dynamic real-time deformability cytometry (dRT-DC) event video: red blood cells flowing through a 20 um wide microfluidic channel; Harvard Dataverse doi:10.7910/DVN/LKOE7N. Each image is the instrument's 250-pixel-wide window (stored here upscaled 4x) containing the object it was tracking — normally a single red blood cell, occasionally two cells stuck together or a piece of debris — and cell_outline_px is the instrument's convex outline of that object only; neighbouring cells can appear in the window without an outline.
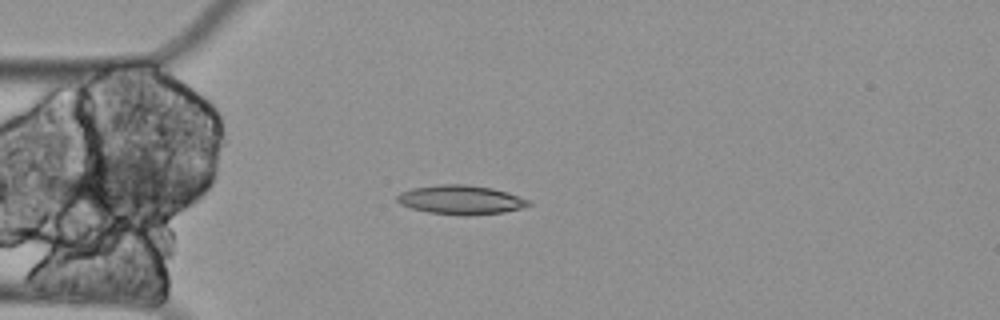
{"species": "Egyptian fruit bat (a non-hibernating species)", "species_latin": "Rousettus aegyptiacus", "temperature_condition": "cold", "stored_images_in_passage": 49, "camera_frame_rate_fps": 3000, "um_per_image_px": 0.085, "animal": {"sex": "female"}, "frame": {"image": 1, "passage_image": 4, "time_ms": 1.0, "image_size_px": [1000, 320], "cell_outline_px": [[532, 204], [520, 208], [504, 212], [464, 216], [428, 212], [412, 208], [400, 204], [396, 200], [396, 196], [400, 192], [412, 188], [440, 184], [468, 184], [492, 188], [508, 192], [532, 200]], "centroid_in_image_um": [39.19, 16.98], "position_along_channel_um": 45.8, "area_um2": 22.48}}
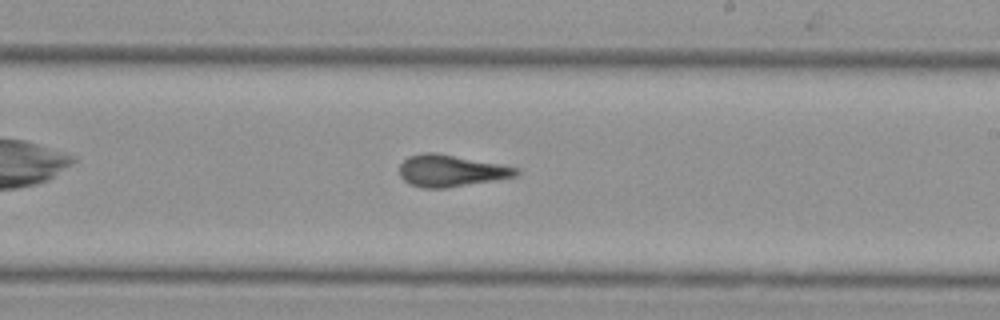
{"frame": {"image": 2, "passage_image": 23, "time_ms": 7.333, "image_size_px": [1000, 320], "cell_outline_px": [[520, 172], [516, 176], [496, 180], [444, 188], [424, 188], [412, 184], [404, 180], [400, 176], [400, 164], [408, 156], [424, 152], [436, 152], [504, 164], [520, 168]], "centroid_in_image_um": [38.37, 14.49], "position_along_channel_um": 250.6, "area_um2": 21.79}}
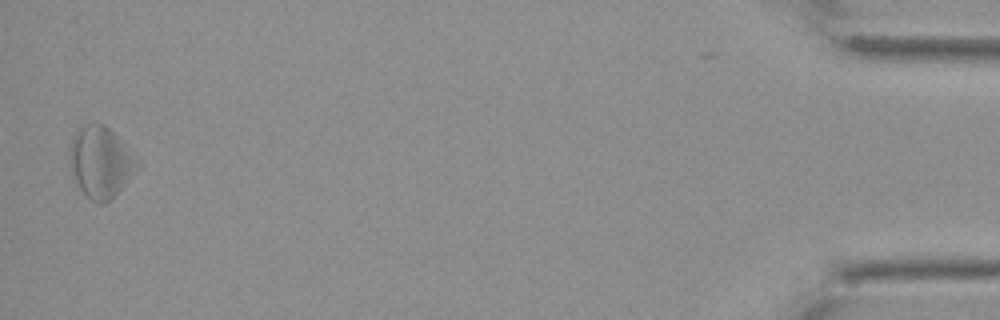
{"frame": {"image": 3, "passage_image": 47, "time_ms": 15.333, "image_size_px": [1000, 320], "cell_outline_px": [[140, 164], [120, 188], [104, 204], [100, 204], [92, 200], [80, 188], [68, 164], [68, 156], [72, 136], [76, 128], [88, 124], [104, 124], [112, 132]], "centroid_in_image_um": [8.47, 13.75], "position_along_channel_um": 426.7, "area_um2": 27.11}, "authors_computed_cell_mechanics": {"area_um2": 22.1374, "velocity_mm_per_s": 3.3097, "shape_relaxation_time_tau1_ms": null, "shape_relaxation_time_tau2_ms": 4.6131, "deformation_change_tau1": null, "deformation_change_tau2": 0.1417}}